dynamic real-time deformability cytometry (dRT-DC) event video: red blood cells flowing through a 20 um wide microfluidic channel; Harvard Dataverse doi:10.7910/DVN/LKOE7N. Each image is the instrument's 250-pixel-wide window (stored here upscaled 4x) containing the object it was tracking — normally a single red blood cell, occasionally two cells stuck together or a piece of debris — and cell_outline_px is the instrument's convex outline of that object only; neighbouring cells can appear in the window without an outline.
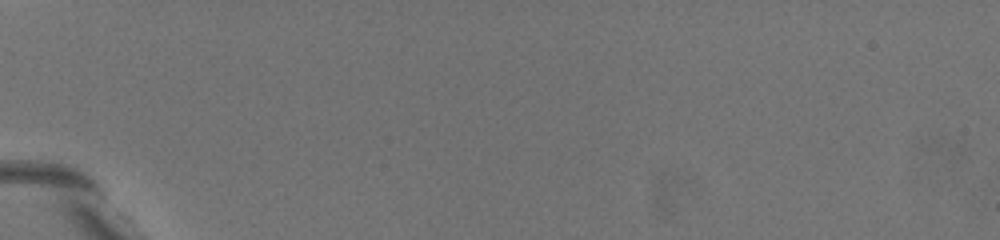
{"species": "common noctule bat (a hibernating species)", "species_latin": "Nyctalus noctula", "temperature_condition": "warm", "stored_images_in_passage": 3, "camera_frame_rate_fps": 3000, "um_per_image_px": 0.085, "animal": {"sex": "female", "body_mass_g": 19.5, "forearm_length_mm": 54.1}, "frame": {"image": 1, "passage_image": 1, "time_ms": 0.0, "image_size_px": [1000, 240], "cell_outline_px": [[196, 220], [176, 212], [168, 208], [120, 168], [116, 164], [96, 136], [124, 140], [140, 152], [164, 176], [192, 212]], "centroid_in_image_um": [12.32, 14.8], "position_along_channel_um": 72.7, "area_um2": 16.3}}